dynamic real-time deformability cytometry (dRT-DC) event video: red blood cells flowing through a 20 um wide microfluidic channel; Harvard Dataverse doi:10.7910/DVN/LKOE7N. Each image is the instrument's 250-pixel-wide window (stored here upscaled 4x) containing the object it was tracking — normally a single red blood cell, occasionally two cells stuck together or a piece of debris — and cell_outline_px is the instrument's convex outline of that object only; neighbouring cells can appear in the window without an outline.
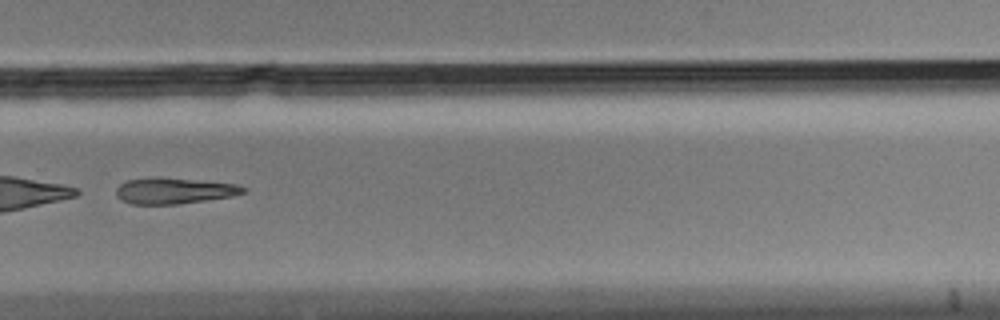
{"species": "Egyptian fruit bat (a non-hibernating species)", "species_latin": "Rousettus aegyptiacus", "temperature_condition": "cold", "stored_images_in_passage": 56, "segment_of_instrument_passage": [2, 2], "camera_frame_rate_fps": 3000, "um_per_image_px": 0.085, "animal": {"sex": "male"}, "frame": {"image": 1, "passage_image": 39, "time_ms": 12.667, "image_size_px": [1000, 320], "cell_outline_px": [[248, 192], [232, 196], [180, 204], [132, 204], [120, 200], [116, 196], [116, 188], [120, 184], [128, 180], [156, 176], [236, 184], [248, 188]], "centroid_in_image_um": [14.8, 16.21], "position_along_channel_um": 315.0, "area_um2": 19.48}}